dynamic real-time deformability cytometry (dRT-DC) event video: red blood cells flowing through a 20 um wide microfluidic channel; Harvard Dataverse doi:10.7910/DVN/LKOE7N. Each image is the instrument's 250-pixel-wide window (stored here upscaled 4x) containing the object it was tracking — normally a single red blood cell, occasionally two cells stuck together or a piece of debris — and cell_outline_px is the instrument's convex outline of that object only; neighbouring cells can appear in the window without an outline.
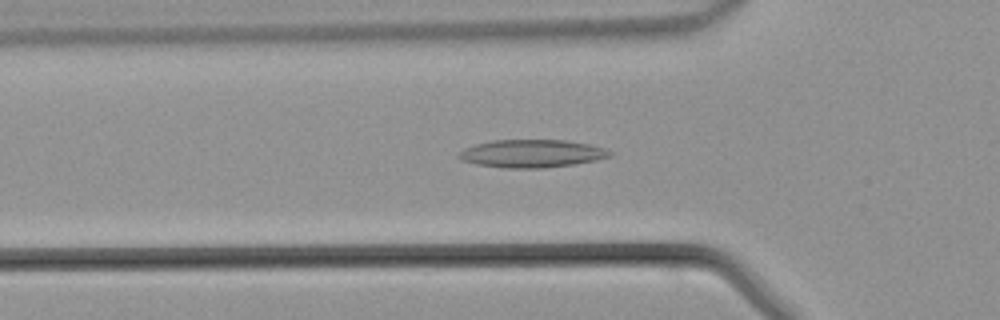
{"species": "common noctule bat (a hibernating species)", "species_latin": "Nyctalus noctula", "temperature_condition": "warm", "stored_images_in_passage": 44, "camera_frame_rate_fps": 3000, "um_per_image_px": 0.085, "animal": {"sex": "male", "body_mass_g": 21.5, "forearm_length_mm": 52.0}, "frame": {"image": 1, "passage_image": 14, "time_ms": 4.333, "image_size_px": [1000, 320], "cell_outline_px": [[612, 156], [596, 160], [572, 164], [544, 168], [500, 168], [476, 164], [460, 160], [456, 156], [464, 148], [476, 144], [492, 140], [564, 140], [588, 144], [604, 148], [612, 152]], "centroid_in_image_um": [45.16, 13.05], "position_along_channel_um": 80.6, "area_um2": 24.57}}
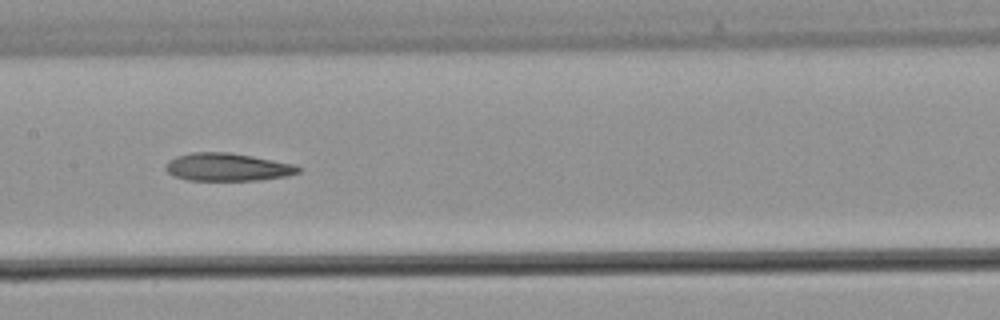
{"frame": {"image": 2, "passage_image": 21, "time_ms": 6.667, "image_size_px": [1000, 320], "cell_outline_px": [[304, 168], [300, 172], [288, 176], [260, 180], [188, 180], [176, 176], [168, 172], [164, 168], [168, 160], [176, 156], [192, 152], [232, 152], [296, 164]], "centroid_in_image_um": [19.39, 14.19], "position_along_channel_um": 188.0, "area_um2": 21.79}}
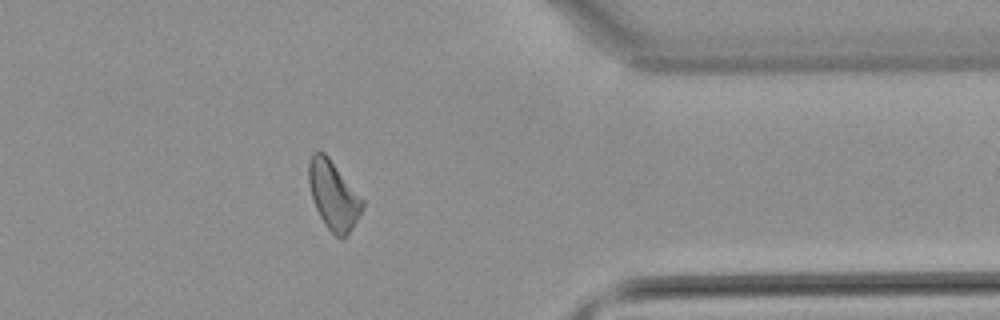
{"frame": {"image": 3, "passage_image": 35, "time_ms": 11.333, "image_size_px": [1000, 320], "cell_outline_px": [[364, 208], [352, 228], [344, 240], [340, 240], [324, 224], [316, 208], [308, 184], [308, 160], [312, 152], [316, 148], [320, 148], [328, 156], [364, 200]], "centroid_in_image_um": [28.33, 16.57], "position_along_channel_um": 383.1, "area_um2": 21.79}}